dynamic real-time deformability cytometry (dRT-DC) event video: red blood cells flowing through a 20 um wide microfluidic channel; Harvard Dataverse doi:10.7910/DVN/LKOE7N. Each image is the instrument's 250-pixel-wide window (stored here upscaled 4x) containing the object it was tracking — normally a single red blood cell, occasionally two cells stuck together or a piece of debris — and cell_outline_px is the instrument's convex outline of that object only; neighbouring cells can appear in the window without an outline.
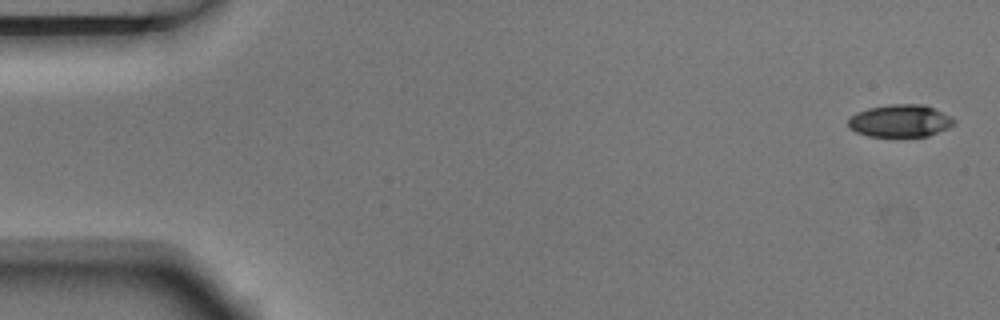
{"species": "Egyptian fruit bat (a non-hibernating species)", "species_latin": "Rousettus aegyptiacus", "temperature_condition": "room temperature", "stored_images_in_passage": 6, "segment_of_instrument_passage": [1, 2], "camera_frame_rate_fps": 3000, "um_per_image_px": 0.085, "animal": {"sex": "male"}, "frame": {"image": 1, "passage_image": 1, "time_ms": 0.0, "image_size_px": [1000, 320], "cell_outline_px": [[956, 124], [948, 128], [928, 136], [868, 136], [856, 132], [848, 128], [848, 116], [856, 112], [868, 108], [888, 104], [924, 104], [952, 116], [956, 120]], "centroid_in_image_um": [76.51, 10.26], "position_along_channel_um": 8.5, "area_um2": 20.29}}